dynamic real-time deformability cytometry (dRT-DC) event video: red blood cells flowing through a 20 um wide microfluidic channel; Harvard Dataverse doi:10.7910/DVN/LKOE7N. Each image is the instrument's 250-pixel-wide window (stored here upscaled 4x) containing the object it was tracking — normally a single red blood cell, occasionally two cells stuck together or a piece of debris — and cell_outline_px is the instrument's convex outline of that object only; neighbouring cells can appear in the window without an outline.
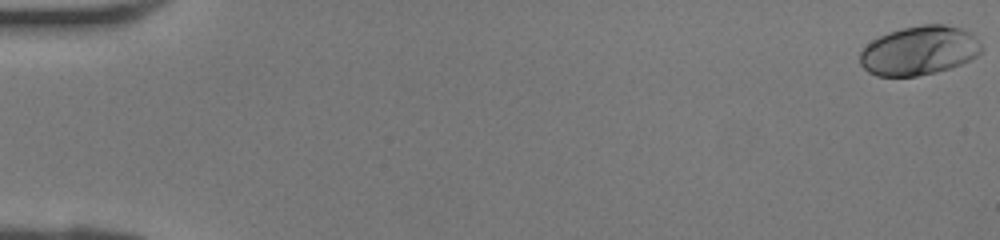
{"species": "human", "species_latin": "Homo sapiens", "temperature_condition": "room temperature", "stored_images_in_passage": 42, "camera_frame_rate_fps": 3000, "um_per_image_px": 0.085, "donor": {"sex": "female"}, "frame": {"image": 1, "passage_image": 1, "time_ms": 0.0, "image_size_px": [1000, 240], "cell_outline_px": [[984, 48], [976, 56], [952, 68], [936, 72], [916, 76], [876, 76], [868, 72], [860, 64], [860, 52], [872, 40], [888, 32], [904, 28], [924, 24], [944, 24], [960, 28], [972, 32]], "centroid_in_image_um": [78.14, 4.3], "position_along_channel_um": 6.9, "area_um2": 34.8}}
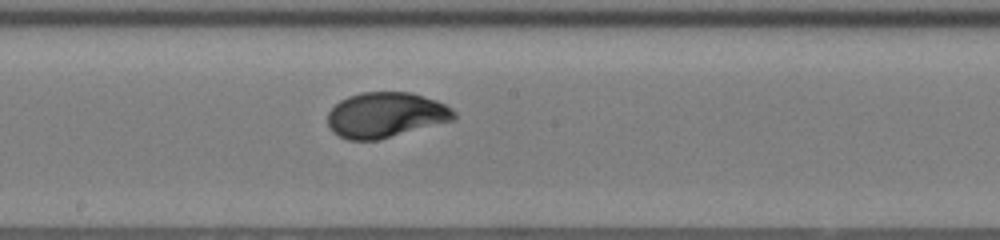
{"frame": {"image": 2, "passage_image": 24, "time_ms": 7.667, "image_size_px": [1000, 240], "cell_outline_px": [[456, 120], [376, 140], [348, 140], [332, 132], [328, 124], [328, 112], [340, 100], [348, 96], [360, 92], [412, 92], [436, 100], [452, 108], [456, 112]], "centroid_in_image_um": [32.8, 9.76], "position_along_channel_um": 215.4, "area_um2": 33.47}}
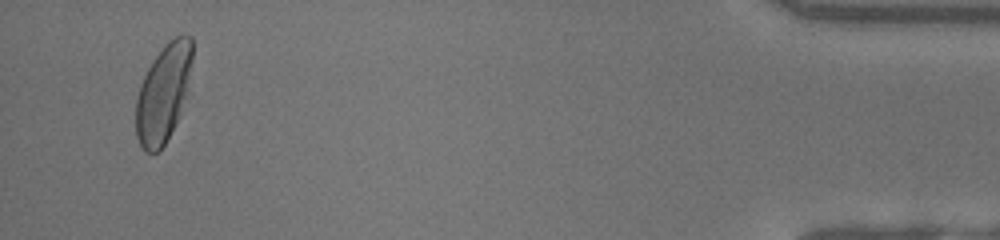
{"frame": {"image": 3, "passage_image": 41, "time_ms": 13.333, "image_size_px": [1000, 240], "cell_outline_px": [[192, 60], [188, 92], [180, 116], [164, 144], [156, 152], [144, 152], [136, 136], [136, 100], [140, 84], [152, 60], [164, 44], [168, 40], [176, 36], [192, 36]], "centroid_in_image_um": [13.9, 7.9], "position_along_channel_um": 421.3, "area_um2": 32.31}}